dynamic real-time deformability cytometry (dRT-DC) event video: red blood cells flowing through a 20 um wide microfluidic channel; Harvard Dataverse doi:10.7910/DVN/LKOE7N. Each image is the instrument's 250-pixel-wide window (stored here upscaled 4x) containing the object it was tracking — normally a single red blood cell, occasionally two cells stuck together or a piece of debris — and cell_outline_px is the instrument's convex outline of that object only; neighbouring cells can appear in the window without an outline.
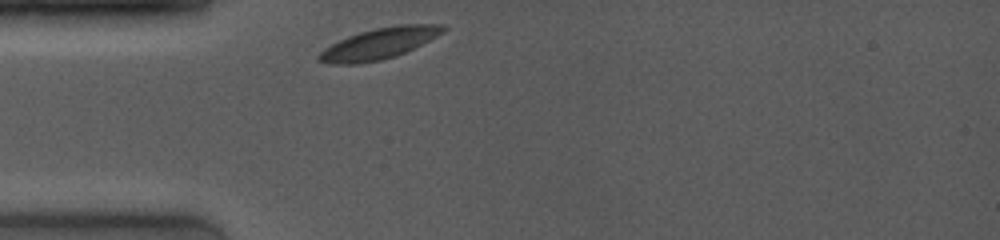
{"species": "common noctule bat (a hibernating species)", "species_latin": "Nyctalus noctula", "temperature_condition": "room temperature", "stored_images_in_passage": 5, "camera_frame_rate_fps": 4000, "um_per_image_px": 0.085, "animal": {"sex": "female", "body_mass_g": 19.0, "forearm_length_mm": 53.3}, "frame": {"image": 1, "passage_image": 1, "time_ms": 0.0, "image_size_px": [1000, 240], "cell_outline_px": [[448, 28], [444, 32], [396, 56], [380, 60], [356, 64], [328, 64], [320, 60], [316, 56], [324, 48], [348, 36], [360, 32], [376, 28], [396, 24], [440, 24]], "centroid_in_image_um": [32.21, 3.69], "position_along_channel_um": 52.8, "area_um2": 22.2}}
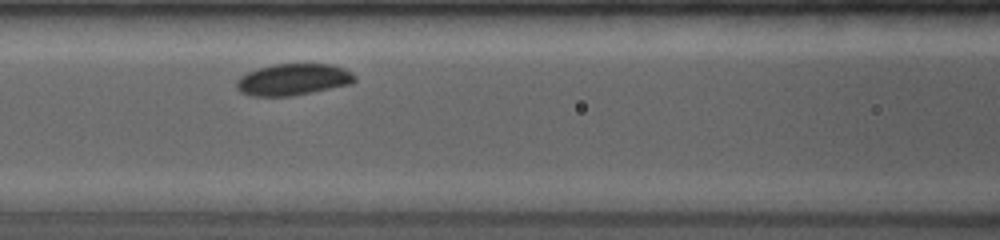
{"frame": {"image": 2, "passage_image": 4, "time_ms": 2.5, "image_size_px": [1000, 240], "cell_outline_px": [[356, 80], [352, 84], [292, 96], [252, 96], [240, 92], [236, 88], [236, 80], [240, 76], [248, 72], [272, 64], [332, 64], [344, 68], [352, 72], [356, 76]], "centroid_in_image_um": [24.93, 6.76], "position_along_channel_um": 141.7, "area_um2": 21.91}}